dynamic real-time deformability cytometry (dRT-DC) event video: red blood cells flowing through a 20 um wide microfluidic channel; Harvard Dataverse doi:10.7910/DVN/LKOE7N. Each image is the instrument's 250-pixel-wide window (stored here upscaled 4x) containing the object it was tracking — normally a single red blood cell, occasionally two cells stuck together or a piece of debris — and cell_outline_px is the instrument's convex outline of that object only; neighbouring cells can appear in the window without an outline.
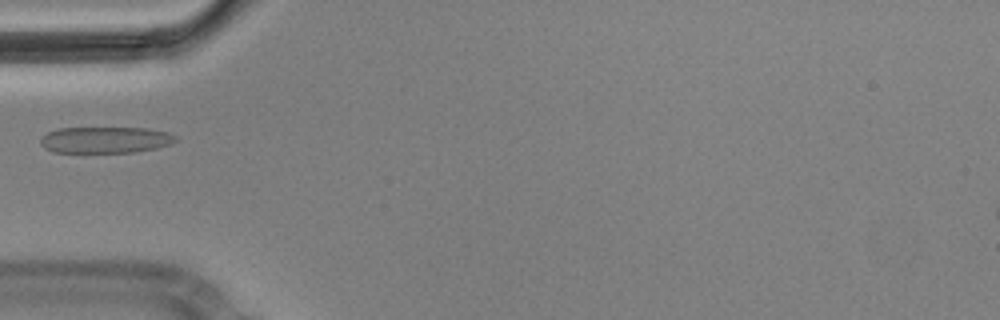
{"species": "Egyptian fruit bat (a non-hibernating species)", "species_latin": "Rousettus aegyptiacus", "temperature_condition": "cold", "stored_images_in_passage": 5, "camera_frame_rate_fps": 3000, "um_per_image_px": 0.085, "animal": {"sex": "male"}, "frame": {"image": 1, "passage_image": 5, "time_ms": 1.333, "image_size_px": [1000, 320], "cell_outline_px": [[176, 140], [172, 144], [156, 148], [136, 152], [52, 152], [44, 148], [40, 144], [40, 140], [48, 132], [60, 128], [144, 128], [168, 132], [176, 136]], "centroid_in_image_um": [8.96, 11.89], "position_along_channel_um": 76.0, "area_um2": 20.69}}